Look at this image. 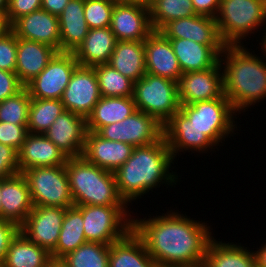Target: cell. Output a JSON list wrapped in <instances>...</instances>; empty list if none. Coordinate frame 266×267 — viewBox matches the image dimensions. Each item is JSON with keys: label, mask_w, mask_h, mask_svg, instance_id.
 <instances>
[{"label": "cell", "mask_w": 266, "mask_h": 267, "mask_svg": "<svg viewBox=\"0 0 266 267\" xmlns=\"http://www.w3.org/2000/svg\"><path fill=\"white\" fill-rule=\"evenodd\" d=\"M20 173L18 151L11 146L0 143V178H8Z\"/></svg>", "instance_id": "obj_43"}, {"label": "cell", "mask_w": 266, "mask_h": 267, "mask_svg": "<svg viewBox=\"0 0 266 267\" xmlns=\"http://www.w3.org/2000/svg\"><path fill=\"white\" fill-rule=\"evenodd\" d=\"M250 267H263L257 260H255Z\"/></svg>", "instance_id": "obj_55"}, {"label": "cell", "mask_w": 266, "mask_h": 267, "mask_svg": "<svg viewBox=\"0 0 266 267\" xmlns=\"http://www.w3.org/2000/svg\"><path fill=\"white\" fill-rule=\"evenodd\" d=\"M33 207L28 183L22 173L2 179L0 219L12 221L20 227Z\"/></svg>", "instance_id": "obj_21"}, {"label": "cell", "mask_w": 266, "mask_h": 267, "mask_svg": "<svg viewBox=\"0 0 266 267\" xmlns=\"http://www.w3.org/2000/svg\"><path fill=\"white\" fill-rule=\"evenodd\" d=\"M58 18L60 52H74L89 32L84 15V0H70Z\"/></svg>", "instance_id": "obj_28"}, {"label": "cell", "mask_w": 266, "mask_h": 267, "mask_svg": "<svg viewBox=\"0 0 266 267\" xmlns=\"http://www.w3.org/2000/svg\"><path fill=\"white\" fill-rule=\"evenodd\" d=\"M6 13L7 12L0 11V36L10 29V24L7 21Z\"/></svg>", "instance_id": "obj_49"}, {"label": "cell", "mask_w": 266, "mask_h": 267, "mask_svg": "<svg viewBox=\"0 0 266 267\" xmlns=\"http://www.w3.org/2000/svg\"><path fill=\"white\" fill-rule=\"evenodd\" d=\"M42 0H8L7 21L10 26L20 17L41 9Z\"/></svg>", "instance_id": "obj_42"}, {"label": "cell", "mask_w": 266, "mask_h": 267, "mask_svg": "<svg viewBox=\"0 0 266 267\" xmlns=\"http://www.w3.org/2000/svg\"><path fill=\"white\" fill-rule=\"evenodd\" d=\"M19 231L20 227L16 223L0 219V265L3 264L10 242Z\"/></svg>", "instance_id": "obj_45"}, {"label": "cell", "mask_w": 266, "mask_h": 267, "mask_svg": "<svg viewBox=\"0 0 266 267\" xmlns=\"http://www.w3.org/2000/svg\"><path fill=\"white\" fill-rule=\"evenodd\" d=\"M27 125L0 122V143L19 151L28 134Z\"/></svg>", "instance_id": "obj_41"}, {"label": "cell", "mask_w": 266, "mask_h": 267, "mask_svg": "<svg viewBox=\"0 0 266 267\" xmlns=\"http://www.w3.org/2000/svg\"><path fill=\"white\" fill-rule=\"evenodd\" d=\"M86 132V119L65 110L54 120L44 135L68 158H73L82 156Z\"/></svg>", "instance_id": "obj_17"}, {"label": "cell", "mask_w": 266, "mask_h": 267, "mask_svg": "<svg viewBox=\"0 0 266 267\" xmlns=\"http://www.w3.org/2000/svg\"><path fill=\"white\" fill-rule=\"evenodd\" d=\"M261 34L262 35L259 37V38H261L260 39L261 41H259L260 43H258V44L261 46V48H260L261 51H263V53L266 55V29H264V27H263V30H262Z\"/></svg>", "instance_id": "obj_50"}, {"label": "cell", "mask_w": 266, "mask_h": 267, "mask_svg": "<svg viewBox=\"0 0 266 267\" xmlns=\"http://www.w3.org/2000/svg\"><path fill=\"white\" fill-rule=\"evenodd\" d=\"M48 267H67L61 260H52Z\"/></svg>", "instance_id": "obj_52"}, {"label": "cell", "mask_w": 266, "mask_h": 267, "mask_svg": "<svg viewBox=\"0 0 266 267\" xmlns=\"http://www.w3.org/2000/svg\"><path fill=\"white\" fill-rule=\"evenodd\" d=\"M227 242L212 238L206 250L204 267H250L256 260L254 250L250 251L241 243Z\"/></svg>", "instance_id": "obj_31"}, {"label": "cell", "mask_w": 266, "mask_h": 267, "mask_svg": "<svg viewBox=\"0 0 266 267\" xmlns=\"http://www.w3.org/2000/svg\"><path fill=\"white\" fill-rule=\"evenodd\" d=\"M246 46L226 45L220 55L224 95L238 115L266 99V55Z\"/></svg>", "instance_id": "obj_3"}, {"label": "cell", "mask_w": 266, "mask_h": 267, "mask_svg": "<svg viewBox=\"0 0 266 267\" xmlns=\"http://www.w3.org/2000/svg\"><path fill=\"white\" fill-rule=\"evenodd\" d=\"M149 10L154 31H160L170 21L196 15L192 0H157Z\"/></svg>", "instance_id": "obj_36"}, {"label": "cell", "mask_w": 266, "mask_h": 267, "mask_svg": "<svg viewBox=\"0 0 266 267\" xmlns=\"http://www.w3.org/2000/svg\"><path fill=\"white\" fill-rule=\"evenodd\" d=\"M65 210L62 207L34 206L20 226V231L51 254L59 239Z\"/></svg>", "instance_id": "obj_14"}, {"label": "cell", "mask_w": 266, "mask_h": 267, "mask_svg": "<svg viewBox=\"0 0 266 267\" xmlns=\"http://www.w3.org/2000/svg\"><path fill=\"white\" fill-rule=\"evenodd\" d=\"M134 146L120 141L106 140L96 132H86L82 156L99 168L115 172L132 155Z\"/></svg>", "instance_id": "obj_20"}, {"label": "cell", "mask_w": 266, "mask_h": 267, "mask_svg": "<svg viewBox=\"0 0 266 267\" xmlns=\"http://www.w3.org/2000/svg\"><path fill=\"white\" fill-rule=\"evenodd\" d=\"M8 10V0H0V11L7 12Z\"/></svg>", "instance_id": "obj_53"}, {"label": "cell", "mask_w": 266, "mask_h": 267, "mask_svg": "<svg viewBox=\"0 0 266 267\" xmlns=\"http://www.w3.org/2000/svg\"><path fill=\"white\" fill-rule=\"evenodd\" d=\"M163 136L175 160L177 154L182 155L181 152H216L212 149H216L217 145L205 133L196 129L180 110L163 125Z\"/></svg>", "instance_id": "obj_12"}, {"label": "cell", "mask_w": 266, "mask_h": 267, "mask_svg": "<svg viewBox=\"0 0 266 267\" xmlns=\"http://www.w3.org/2000/svg\"><path fill=\"white\" fill-rule=\"evenodd\" d=\"M57 51L36 41L17 38V63L15 73L25 87L39 75Z\"/></svg>", "instance_id": "obj_25"}, {"label": "cell", "mask_w": 266, "mask_h": 267, "mask_svg": "<svg viewBox=\"0 0 266 267\" xmlns=\"http://www.w3.org/2000/svg\"><path fill=\"white\" fill-rule=\"evenodd\" d=\"M17 63V37L9 29L0 36V70L15 72Z\"/></svg>", "instance_id": "obj_40"}, {"label": "cell", "mask_w": 266, "mask_h": 267, "mask_svg": "<svg viewBox=\"0 0 266 267\" xmlns=\"http://www.w3.org/2000/svg\"><path fill=\"white\" fill-rule=\"evenodd\" d=\"M107 64L137 82L146 74L144 41H117Z\"/></svg>", "instance_id": "obj_30"}, {"label": "cell", "mask_w": 266, "mask_h": 267, "mask_svg": "<svg viewBox=\"0 0 266 267\" xmlns=\"http://www.w3.org/2000/svg\"><path fill=\"white\" fill-rule=\"evenodd\" d=\"M115 4H122V3H136V0H110Z\"/></svg>", "instance_id": "obj_54"}, {"label": "cell", "mask_w": 266, "mask_h": 267, "mask_svg": "<svg viewBox=\"0 0 266 267\" xmlns=\"http://www.w3.org/2000/svg\"><path fill=\"white\" fill-rule=\"evenodd\" d=\"M196 15L215 18L219 7L220 0H192Z\"/></svg>", "instance_id": "obj_46"}, {"label": "cell", "mask_w": 266, "mask_h": 267, "mask_svg": "<svg viewBox=\"0 0 266 267\" xmlns=\"http://www.w3.org/2000/svg\"><path fill=\"white\" fill-rule=\"evenodd\" d=\"M68 157L44 134L28 133L18 151L20 173L34 167L62 166Z\"/></svg>", "instance_id": "obj_23"}, {"label": "cell", "mask_w": 266, "mask_h": 267, "mask_svg": "<svg viewBox=\"0 0 266 267\" xmlns=\"http://www.w3.org/2000/svg\"><path fill=\"white\" fill-rule=\"evenodd\" d=\"M162 215L132 217V229L160 267H198L203 265L213 228L178 210ZM153 217V218H152ZM147 218V219H146Z\"/></svg>", "instance_id": "obj_1"}, {"label": "cell", "mask_w": 266, "mask_h": 267, "mask_svg": "<svg viewBox=\"0 0 266 267\" xmlns=\"http://www.w3.org/2000/svg\"><path fill=\"white\" fill-rule=\"evenodd\" d=\"M160 32L168 39H189L204 45H226L215 18L193 15L168 22Z\"/></svg>", "instance_id": "obj_22"}, {"label": "cell", "mask_w": 266, "mask_h": 267, "mask_svg": "<svg viewBox=\"0 0 266 267\" xmlns=\"http://www.w3.org/2000/svg\"><path fill=\"white\" fill-rule=\"evenodd\" d=\"M32 98L24 87L16 95L0 102V122L27 125Z\"/></svg>", "instance_id": "obj_38"}, {"label": "cell", "mask_w": 266, "mask_h": 267, "mask_svg": "<svg viewBox=\"0 0 266 267\" xmlns=\"http://www.w3.org/2000/svg\"><path fill=\"white\" fill-rule=\"evenodd\" d=\"M174 161L164 136L153 144L134 147L130 158L114 172L120 196L132 206L162 184L166 188L177 185L181 177L171 170L176 167H172Z\"/></svg>", "instance_id": "obj_2"}, {"label": "cell", "mask_w": 266, "mask_h": 267, "mask_svg": "<svg viewBox=\"0 0 266 267\" xmlns=\"http://www.w3.org/2000/svg\"><path fill=\"white\" fill-rule=\"evenodd\" d=\"M10 29L17 38L46 44L60 52L59 18L39 9L18 18Z\"/></svg>", "instance_id": "obj_18"}, {"label": "cell", "mask_w": 266, "mask_h": 267, "mask_svg": "<svg viewBox=\"0 0 266 267\" xmlns=\"http://www.w3.org/2000/svg\"><path fill=\"white\" fill-rule=\"evenodd\" d=\"M109 267H160L148 253L141 238L131 229L110 244Z\"/></svg>", "instance_id": "obj_27"}, {"label": "cell", "mask_w": 266, "mask_h": 267, "mask_svg": "<svg viewBox=\"0 0 266 267\" xmlns=\"http://www.w3.org/2000/svg\"><path fill=\"white\" fill-rule=\"evenodd\" d=\"M69 1L70 0H42L41 9L58 17Z\"/></svg>", "instance_id": "obj_47"}, {"label": "cell", "mask_w": 266, "mask_h": 267, "mask_svg": "<svg viewBox=\"0 0 266 267\" xmlns=\"http://www.w3.org/2000/svg\"><path fill=\"white\" fill-rule=\"evenodd\" d=\"M51 254L31 242L21 231L12 239L3 261L4 267H48Z\"/></svg>", "instance_id": "obj_32"}, {"label": "cell", "mask_w": 266, "mask_h": 267, "mask_svg": "<svg viewBox=\"0 0 266 267\" xmlns=\"http://www.w3.org/2000/svg\"><path fill=\"white\" fill-rule=\"evenodd\" d=\"M78 66L73 52H57L46 68L25 88L31 98L61 99Z\"/></svg>", "instance_id": "obj_11"}, {"label": "cell", "mask_w": 266, "mask_h": 267, "mask_svg": "<svg viewBox=\"0 0 266 267\" xmlns=\"http://www.w3.org/2000/svg\"><path fill=\"white\" fill-rule=\"evenodd\" d=\"M34 206H74L65 165L34 167L22 172Z\"/></svg>", "instance_id": "obj_9"}, {"label": "cell", "mask_w": 266, "mask_h": 267, "mask_svg": "<svg viewBox=\"0 0 266 267\" xmlns=\"http://www.w3.org/2000/svg\"><path fill=\"white\" fill-rule=\"evenodd\" d=\"M96 133L106 140L138 147L159 141L163 137V125L155 117L137 110L122 122L101 127Z\"/></svg>", "instance_id": "obj_10"}, {"label": "cell", "mask_w": 266, "mask_h": 267, "mask_svg": "<svg viewBox=\"0 0 266 267\" xmlns=\"http://www.w3.org/2000/svg\"><path fill=\"white\" fill-rule=\"evenodd\" d=\"M100 98L101 94L94 67L79 65L74 70L60 100L65 110L86 119Z\"/></svg>", "instance_id": "obj_15"}, {"label": "cell", "mask_w": 266, "mask_h": 267, "mask_svg": "<svg viewBox=\"0 0 266 267\" xmlns=\"http://www.w3.org/2000/svg\"><path fill=\"white\" fill-rule=\"evenodd\" d=\"M110 29L117 41H144L154 31L149 8L137 3L115 4Z\"/></svg>", "instance_id": "obj_16"}, {"label": "cell", "mask_w": 266, "mask_h": 267, "mask_svg": "<svg viewBox=\"0 0 266 267\" xmlns=\"http://www.w3.org/2000/svg\"><path fill=\"white\" fill-rule=\"evenodd\" d=\"M116 43L117 39L110 27L89 29L84 41L73 53L80 66L107 64Z\"/></svg>", "instance_id": "obj_26"}, {"label": "cell", "mask_w": 266, "mask_h": 267, "mask_svg": "<svg viewBox=\"0 0 266 267\" xmlns=\"http://www.w3.org/2000/svg\"><path fill=\"white\" fill-rule=\"evenodd\" d=\"M146 73L174 82L183 74L172 44L160 31H153L144 40Z\"/></svg>", "instance_id": "obj_19"}, {"label": "cell", "mask_w": 266, "mask_h": 267, "mask_svg": "<svg viewBox=\"0 0 266 267\" xmlns=\"http://www.w3.org/2000/svg\"><path fill=\"white\" fill-rule=\"evenodd\" d=\"M23 88L15 72L0 70V102L16 95Z\"/></svg>", "instance_id": "obj_44"}, {"label": "cell", "mask_w": 266, "mask_h": 267, "mask_svg": "<svg viewBox=\"0 0 266 267\" xmlns=\"http://www.w3.org/2000/svg\"><path fill=\"white\" fill-rule=\"evenodd\" d=\"M64 111L65 108L60 99L32 98L29 106L28 132L44 134Z\"/></svg>", "instance_id": "obj_34"}, {"label": "cell", "mask_w": 266, "mask_h": 267, "mask_svg": "<svg viewBox=\"0 0 266 267\" xmlns=\"http://www.w3.org/2000/svg\"><path fill=\"white\" fill-rule=\"evenodd\" d=\"M180 111L217 146H224L220 144L225 142L226 138L234 136V131H238V122L235 121L238 114L225 95L213 100L180 105Z\"/></svg>", "instance_id": "obj_6"}, {"label": "cell", "mask_w": 266, "mask_h": 267, "mask_svg": "<svg viewBox=\"0 0 266 267\" xmlns=\"http://www.w3.org/2000/svg\"><path fill=\"white\" fill-rule=\"evenodd\" d=\"M114 5L110 0H84L85 21L89 29L110 27Z\"/></svg>", "instance_id": "obj_39"}, {"label": "cell", "mask_w": 266, "mask_h": 267, "mask_svg": "<svg viewBox=\"0 0 266 267\" xmlns=\"http://www.w3.org/2000/svg\"><path fill=\"white\" fill-rule=\"evenodd\" d=\"M82 211L77 206L65 210L59 239L55 250L51 253L52 260H60L68 252L76 250L85 244Z\"/></svg>", "instance_id": "obj_33"}, {"label": "cell", "mask_w": 266, "mask_h": 267, "mask_svg": "<svg viewBox=\"0 0 266 267\" xmlns=\"http://www.w3.org/2000/svg\"><path fill=\"white\" fill-rule=\"evenodd\" d=\"M182 73L204 71L220 61L226 45H204L189 39H169Z\"/></svg>", "instance_id": "obj_24"}, {"label": "cell", "mask_w": 266, "mask_h": 267, "mask_svg": "<svg viewBox=\"0 0 266 267\" xmlns=\"http://www.w3.org/2000/svg\"><path fill=\"white\" fill-rule=\"evenodd\" d=\"M266 241V240H265ZM256 260L263 266L266 267V243L261 244L258 250L254 251Z\"/></svg>", "instance_id": "obj_48"}, {"label": "cell", "mask_w": 266, "mask_h": 267, "mask_svg": "<svg viewBox=\"0 0 266 267\" xmlns=\"http://www.w3.org/2000/svg\"><path fill=\"white\" fill-rule=\"evenodd\" d=\"M99 91L103 97H131L134 82L108 64L94 66Z\"/></svg>", "instance_id": "obj_37"}, {"label": "cell", "mask_w": 266, "mask_h": 267, "mask_svg": "<svg viewBox=\"0 0 266 267\" xmlns=\"http://www.w3.org/2000/svg\"><path fill=\"white\" fill-rule=\"evenodd\" d=\"M215 20L226 45H244L250 34L266 29V0H220Z\"/></svg>", "instance_id": "obj_5"}, {"label": "cell", "mask_w": 266, "mask_h": 267, "mask_svg": "<svg viewBox=\"0 0 266 267\" xmlns=\"http://www.w3.org/2000/svg\"><path fill=\"white\" fill-rule=\"evenodd\" d=\"M110 245L86 242L60 260L67 267H109Z\"/></svg>", "instance_id": "obj_35"}, {"label": "cell", "mask_w": 266, "mask_h": 267, "mask_svg": "<svg viewBox=\"0 0 266 267\" xmlns=\"http://www.w3.org/2000/svg\"><path fill=\"white\" fill-rule=\"evenodd\" d=\"M1 182L2 179L0 178V215H1Z\"/></svg>", "instance_id": "obj_56"}, {"label": "cell", "mask_w": 266, "mask_h": 267, "mask_svg": "<svg viewBox=\"0 0 266 267\" xmlns=\"http://www.w3.org/2000/svg\"><path fill=\"white\" fill-rule=\"evenodd\" d=\"M77 207L82 211L87 242L110 245L123 238L132 229V215L135 214L128 206L83 205Z\"/></svg>", "instance_id": "obj_7"}, {"label": "cell", "mask_w": 266, "mask_h": 267, "mask_svg": "<svg viewBox=\"0 0 266 267\" xmlns=\"http://www.w3.org/2000/svg\"><path fill=\"white\" fill-rule=\"evenodd\" d=\"M133 99L139 111L164 125L180 110L176 82L146 73L134 83Z\"/></svg>", "instance_id": "obj_8"}, {"label": "cell", "mask_w": 266, "mask_h": 267, "mask_svg": "<svg viewBox=\"0 0 266 267\" xmlns=\"http://www.w3.org/2000/svg\"><path fill=\"white\" fill-rule=\"evenodd\" d=\"M65 169L75 206H129L118 192L114 172L93 165L83 156L68 158Z\"/></svg>", "instance_id": "obj_4"}, {"label": "cell", "mask_w": 266, "mask_h": 267, "mask_svg": "<svg viewBox=\"0 0 266 267\" xmlns=\"http://www.w3.org/2000/svg\"><path fill=\"white\" fill-rule=\"evenodd\" d=\"M180 105L221 98L224 95L223 70L220 61L204 71L183 73L176 82Z\"/></svg>", "instance_id": "obj_13"}, {"label": "cell", "mask_w": 266, "mask_h": 267, "mask_svg": "<svg viewBox=\"0 0 266 267\" xmlns=\"http://www.w3.org/2000/svg\"><path fill=\"white\" fill-rule=\"evenodd\" d=\"M157 0H136V3L150 8Z\"/></svg>", "instance_id": "obj_51"}, {"label": "cell", "mask_w": 266, "mask_h": 267, "mask_svg": "<svg viewBox=\"0 0 266 267\" xmlns=\"http://www.w3.org/2000/svg\"><path fill=\"white\" fill-rule=\"evenodd\" d=\"M137 111L133 96L131 97H103L94 106L91 114L86 118V129L97 132L106 125L122 122L126 117Z\"/></svg>", "instance_id": "obj_29"}]
</instances>
